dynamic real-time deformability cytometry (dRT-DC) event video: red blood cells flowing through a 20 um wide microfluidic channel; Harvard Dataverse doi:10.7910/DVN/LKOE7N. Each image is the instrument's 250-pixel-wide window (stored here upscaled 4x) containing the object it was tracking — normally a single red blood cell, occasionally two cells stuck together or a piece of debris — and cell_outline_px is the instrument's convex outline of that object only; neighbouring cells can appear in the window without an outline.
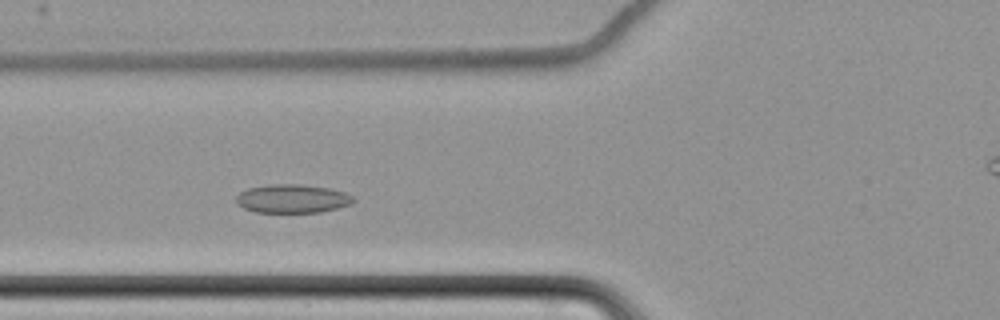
{"species": "common noctule bat (a hibernating species)", "species_latin": "Nyctalus noctula", "temperature_condition": "cold", "stored_images_in_passage": 4, "camera_frame_rate_fps": 3000, "um_per_image_px": 0.085, "animal": {"sex": "female", "body_mass_g": 22.7, "forearm_length_mm": 54.2}, "frame": {"image": 1, "passage_image": 3, "time_ms": 3.333, "image_size_px": [1000, 320], "cell_outline_px": [[356, 200], [352, 204], [320, 212], [256, 212], [244, 208], [236, 204], [236, 196], [240, 192], [248, 188], [272, 184], [300, 184], [328, 188], [344, 192], [352, 196]], "centroid_in_image_um": [24.84, 16.88], "position_along_channel_um": 101.0, "area_um2": 19.48}}
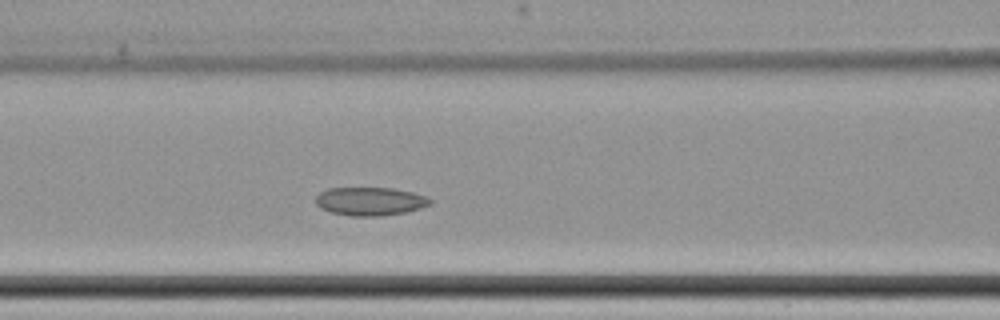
{"frame": {"image": 2, "passage_image": 4, "time_ms": 4.333, "image_size_px": [1000, 320], "cell_outline_px": [[432, 204], [420, 208], [404, 212], [384, 216], [352, 216], [332, 212], [320, 208], [316, 204], [316, 196], [320, 192], [328, 188], [392, 188], [412, 192], [428, 196], [432, 200]], "centroid_in_image_um": [31.48, 17.11], "position_along_channel_um": 135.1, "area_um2": 18.96}}